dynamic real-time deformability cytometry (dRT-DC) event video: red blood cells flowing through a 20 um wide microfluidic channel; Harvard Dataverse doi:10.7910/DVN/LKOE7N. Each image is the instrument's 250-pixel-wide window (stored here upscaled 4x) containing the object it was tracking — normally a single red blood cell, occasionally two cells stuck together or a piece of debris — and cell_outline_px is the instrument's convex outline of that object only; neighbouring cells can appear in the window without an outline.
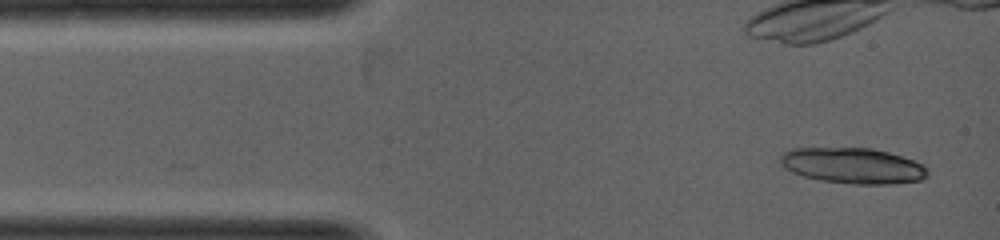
{"species": "common noctule bat (a hibernating species)", "species_latin": "Nyctalus noctula", "temperature_condition": "warm", "stored_images_in_passage": 8, "camera_frame_rate_fps": 5000, "um_per_image_px": 0.085, "animal": {"sex": "female", "body_mass_g": 19.0, "forearm_length_mm": 53.3}, "frame": {"image": 1, "passage_image": 2, "time_ms": 0.2, "image_size_px": [1000, 240], "cell_outline_px": [[928, 176], [920, 180], [896, 184], [852, 184], [820, 180], [804, 176], [792, 172], [784, 168], [780, 164], [780, 156], [784, 152], [792, 148], [872, 148], [888, 152], [924, 164], [928, 168]], "centroid_in_image_um": [72.5, 14.09], "position_along_channel_um": 12.5, "area_um2": 30.81}}